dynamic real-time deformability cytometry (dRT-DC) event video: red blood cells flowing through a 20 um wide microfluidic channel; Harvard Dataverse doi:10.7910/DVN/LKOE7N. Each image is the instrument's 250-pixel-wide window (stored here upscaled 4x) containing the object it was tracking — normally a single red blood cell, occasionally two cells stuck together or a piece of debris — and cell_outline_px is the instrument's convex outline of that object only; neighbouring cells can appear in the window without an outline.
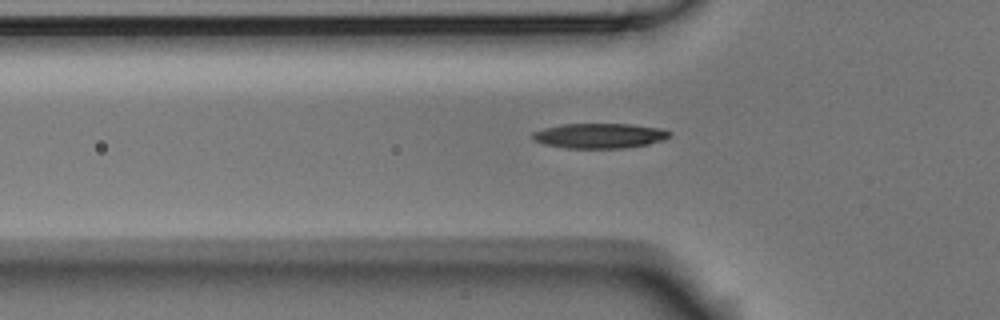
{"species": "Egyptian fruit bat (a non-hibernating species)", "species_latin": "Rousettus aegyptiacus", "temperature_condition": "room temperature", "stored_images_in_passage": 6, "camera_frame_rate_fps": 3000, "um_per_image_px": 0.085, "animal": {"sex": "male"}, "frame": {"image": 1, "passage_image": 6, "time_ms": 1.667, "image_size_px": [1000, 320], "cell_outline_px": [[672, 136], [664, 140], [648, 144], [624, 148], [564, 148], [544, 144], [532, 140], [532, 132], [544, 128], [564, 124], [632, 124], [660, 128], [672, 132]], "centroid_in_image_um": [50.98, 11.54], "position_along_channel_um": 74.8, "area_um2": 20.11}}